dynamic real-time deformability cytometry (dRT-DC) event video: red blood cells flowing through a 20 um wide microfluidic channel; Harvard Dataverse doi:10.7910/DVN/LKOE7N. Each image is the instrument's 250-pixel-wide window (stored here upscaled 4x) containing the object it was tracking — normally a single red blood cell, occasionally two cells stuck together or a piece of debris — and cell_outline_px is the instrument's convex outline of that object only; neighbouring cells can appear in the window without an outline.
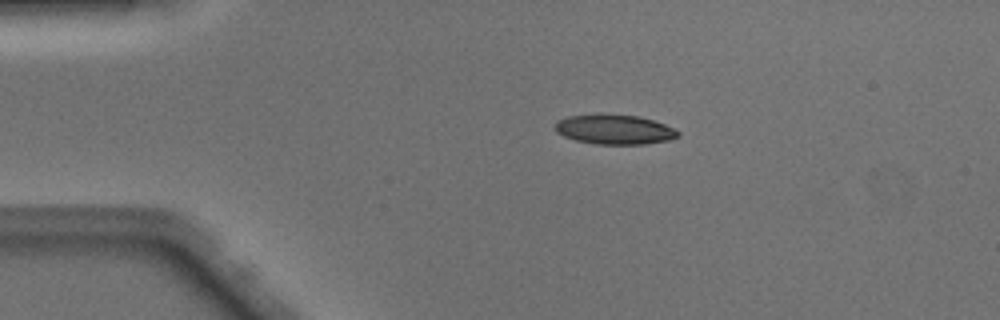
{"species": "Egyptian fruit bat (a non-hibernating species)", "species_latin": "Rousettus aegyptiacus", "temperature_condition": "warm", "stored_images_in_passage": 35, "camera_frame_rate_fps": 3000, "um_per_image_px": 0.085, "animal": {"sex": "male"}, "frame": {"image": 1, "passage_image": 3, "time_ms": 0.667, "image_size_px": [1000, 320], "cell_outline_px": [[680, 136], [668, 140], [644, 144], [596, 144], [576, 140], [564, 136], [556, 132], [552, 128], [556, 120], [568, 116], [600, 112], [636, 116], [652, 120], [664, 124], [680, 132]], "centroid_in_image_um": [52.15, 10.98], "position_along_channel_um": 32.8, "area_um2": 21.68}}
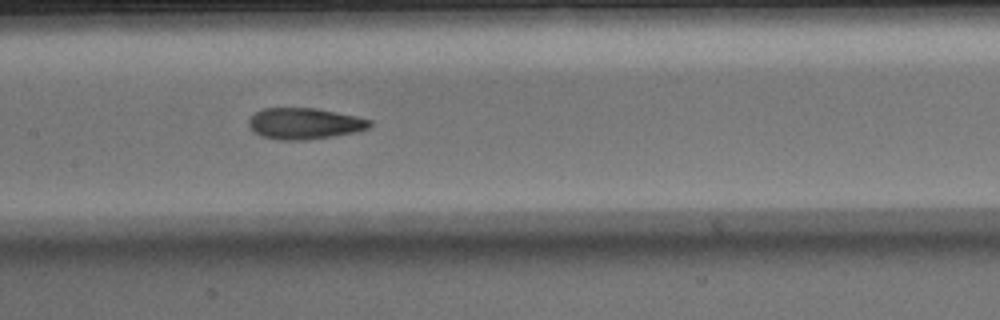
{"frame": {"image": 2, "passage_image": 17, "time_ms": 5.333, "image_size_px": [1000, 320], "cell_outline_px": [[372, 124], [368, 128], [356, 132], [332, 136], [304, 140], [280, 140], [260, 136], [252, 132], [248, 124], [248, 120], [256, 112], [264, 108], [316, 108], [356, 116], [372, 120]], "centroid_in_image_um": [25.86, 10.5], "position_along_channel_um": 181.5, "area_um2": 22.08}}
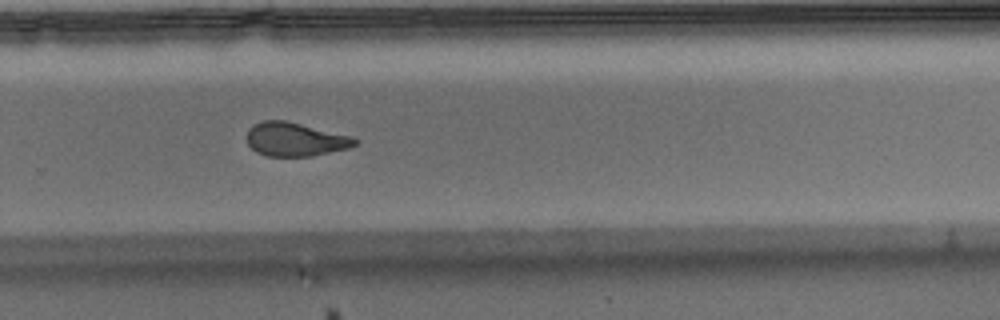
{"frame": {"image": 3, "passage_image": 26, "time_ms": 8.333, "image_size_px": [1000, 320], "cell_outline_px": [[360, 140], [356, 144], [348, 148], [312, 156], [264, 156], [256, 152], [248, 144], [248, 128], [252, 124], [264, 120], [284, 120], [352, 136]], "centroid_in_image_um": [25.08, 11.84], "position_along_channel_um": 304.7, "area_um2": 21.21}, "authors_computed_cell_mechanics": {"area_um2": 22.1374, "velocity_mm_per_s": 4.1203, "shape_relaxation_time_tau1_ms": 6.9899, "shape_relaxation_time_tau2_ms": 1.7677, "deformation_change_tau1": 0.2022, "deformation_change_tau2": 0.0947}}